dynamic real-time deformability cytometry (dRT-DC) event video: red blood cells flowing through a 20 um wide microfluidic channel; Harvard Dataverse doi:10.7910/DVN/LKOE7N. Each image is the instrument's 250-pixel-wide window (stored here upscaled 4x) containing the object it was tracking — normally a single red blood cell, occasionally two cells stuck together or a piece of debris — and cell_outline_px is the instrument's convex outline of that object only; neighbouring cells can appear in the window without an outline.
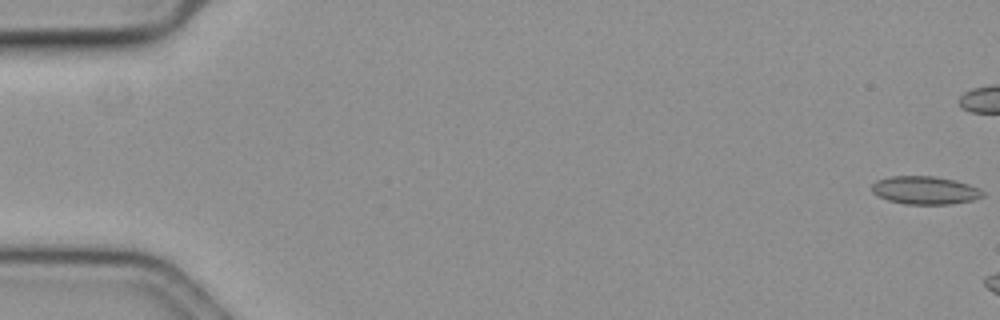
{"species": "common noctule bat (a hibernating species)", "species_latin": "Nyctalus noctula", "temperature_condition": "cold", "stored_images_in_passage": 8, "camera_frame_rate_fps": 3000, "um_per_image_px": 0.085, "animal": {"sex": "female", "body_mass_g": 19.3, "forearm_length_mm": 54.1}, "frame": {"image": 1, "passage_image": 1, "time_ms": 0.0, "image_size_px": [1000, 320], "cell_outline_px": [[984, 196], [972, 200], [948, 204], [904, 204], [888, 200], [872, 192], [872, 184], [876, 180], [892, 176], [932, 176], [952, 180], [968, 184], [984, 192]], "centroid_in_image_um": [78.59, 16.17], "position_along_channel_um": 6.4, "area_um2": 17.86}}